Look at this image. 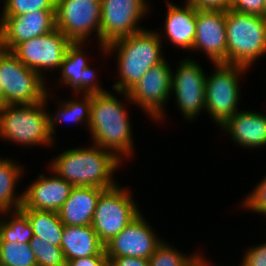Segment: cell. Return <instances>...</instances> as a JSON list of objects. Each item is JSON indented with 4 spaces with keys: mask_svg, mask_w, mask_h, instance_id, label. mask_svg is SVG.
Returning a JSON list of instances; mask_svg holds the SVG:
<instances>
[{
    "mask_svg": "<svg viewBox=\"0 0 266 266\" xmlns=\"http://www.w3.org/2000/svg\"><path fill=\"white\" fill-rule=\"evenodd\" d=\"M166 60L151 67L128 93L115 91L130 104L141 107L156 122L165 118V106L172 95V67Z\"/></svg>",
    "mask_w": 266,
    "mask_h": 266,
    "instance_id": "obj_9",
    "label": "cell"
},
{
    "mask_svg": "<svg viewBox=\"0 0 266 266\" xmlns=\"http://www.w3.org/2000/svg\"><path fill=\"white\" fill-rule=\"evenodd\" d=\"M67 266H108L106 255H94L69 260Z\"/></svg>",
    "mask_w": 266,
    "mask_h": 266,
    "instance_id": "obj_35",
    "label": "cell"
},
{
    "mask_svg": "<svg viewBox=\"0 0 266 266\" xmlns=\"http://www.w3.org/2000/svg\"><path fill=\"white\" fill-rule=\"evenodd\" d=\"M193 50L204 52L211 64H227L226 11L196 9Z\"/></svg>",
    "mask_w": 266,
    "mask_h": 266,
    "instance_id": "obj_16",
    "label": "cell"
},
{
    "mask_svg": "<svg viewBox=\"0 0 266 266\" xmlns=\"http://www.w3.org/2000/svg\"><path fill=\"white\" fill-rule=\"evenodd\" d=\"M240 203L242 208L244 206L245 209L247 208L246 210L249 209V211L266 216V176L257 183Z\"/></svg>",
    "mask_w": 266,
    "mask_h": 266,
    "instance_id": "obj_31",
    "label": "cell"
},
{
    "mask_svg": "<svg viewBox=\"0 0 266 266\" xmlns=\"http://www.w3.org/2000/svg\"><path fill=\"white\" fill-rule=\"evenodd\" d=\"M212 263L207 262V259L204 258L203 254L193 263L192 266H210Z\"/></svg>",
    "mask_w": 266,
    "mask_h": 266,
    "instance_id": "obj_37",
    "label": "cell"
},
{
    "mask_svg": "<svg viewBox=\"0 0 266 266\" xmlns=\"http://www.w3.org/2000/svg\"><path fill=\"white\" fill-rule=\"evenodd\" d=\"M50 172L54 175L47 177L40 173L36 181L23 190V204L20 209L59 212L74 186Z\"/></svg>",
    "mask_w": 266,
    "mask_h": 266,
    "instance_id": "obj_18",
    "label": "cell"
},
{
    "mask_svg": "<svg viewBox=\"0 0 266 266\" xmlns=\"http://www.w3.org/2000/svg\"><path fill=\"white\" fill-rule=\"evenodd\" d=\"M38 266H67V261L60 246H53L37 236L29 242Z\"/></svg>",
    "mask_w": 266,
    "mask_h": 266,
    "instance_id": "obj_29",
    "label": "cell"
},
{
    "mask_svg": "<svg viewBox=\"0 0 266 266\" xmlns=\"http://www.w3.org/2000/svg\"><path fill=\"white\" fill-rule=\"evenodd\" d=\"M55 17L56 28L71 42H87L96 34L99 50L104 51L100 45L101 0H56Z\"/></svg>",
    "mask_w": 266,
    "mask_h": 266,
    "instance_id": "obj_10",
    "label": "cell"
},
{
    "mask_svg": "<svg viewBox=\"0 0 266 266\" xmlns=\"http://www.w3.org/2000/svg\"><path fill=\"white\" fill-rule=\"evenodd\" d=\"M0 266H38L29 243L0 241Z\"/></svg>",
    "mask_w": 266,
    "mask_h": 266,
    "instance_id": "obj_27",
    "label": "cell"
},
{
    "mask_svg": "<svg viewBox=\"0 0 266 266\" xmlns=\"http://www.w3.org/2000/svg\"><path fill=\"white\" fill-rule=\"evenodd\" d=\"M104 191L100 187L74 186L58 212L62 223L66 226L91 225L98 200Z\"/></svg>",
    "mask_w": 266,
    "mask_h": 266,
    "instance_id": "obj_21",
    "label": "cell"
},
{
    "mask_svg": "<svg viewBox=\"0 0 266 266\" xmlns=\"http://www.w3.org/2000/svg\"><path fill=\"white\" fill-rule=\"evenodd\" d=\"M140 213L105 246L107 257H137L149 259L163 242ZM158 236V237H157Z\"/></svg>",
    "mask_w": 266,
    "mask_h": 266,
    "instance_id": "obj_14",
    "label": "cell"
},
{
    "mask_svg": "<svg viewBox=\"0 0 266 266\" xmlns=\"http://www.w3.org/2000/svg\"><path fill=\"white\" fill-rule=\"evenodd\" d=\"M81 94H76L80 99H71L68 101L62 100L58 103V111L57 113L49 114L48 121H49V132L52 140L55 142V130L58 123L61 122H72L77 124H85L84 126L88 127L90 122V114H91V93L89 94H82V97H79ZM80 100V101H79ZM62 101V102H61ZM57 124V125H56Z\"/></svg>",
    "mask_w": 266,
    "mask_h": 266,
    "instance_id": "obj_24",
    "label": "cell"
},
{
    "mask_svg": "<svg viewBox=\"0 0 266 266\" xmlns=\"http://www.w3.org/2000/svg\"><path fill=\"white\" fill-rule=\"evenodd\" d=\"M22 171V164H18L15 159L0 157V213L18 211L22 207L23 192L17 194L15 190L23 175Z\"/></svg>",
    "mask_w": 266,
    "mask_h": 266,
    "instance_id": "obj_23",
    "label": "cell"
},
{
    "mask_svg": "<svg viewBox=\"0 0 266 266\" xmlns=\"http://www.w3.org/2000/svg\"><path fill=\"white\" fill-rule=\"evenodd\" d=\"M179 65L172 70V90L184 119L193 121L205 112V80L206 75L198 61L189 57L183 58ZM199 114V115H198Z\"/></svg>",
    "mask_w": 266,
    "mask_h": 266,
    "instance_id": "obj_12",
    "label": "cell"
},
{
    "mask_svg": "<svg viewBox=\"0 0 266 266\" xmlns=\"http://www.w3.org/2000/svg\"><path fill=\"white\" fill-rule=\"evenodd\" d=\"M50 95L48 92L40 103L3 105L0 109V138L27 147H53L49 112L45 108Z\"/></svg>",
    "mask_w": 266,
    "mask_h": 266,
    "instance_id": "obj_4",
    "label": "cell"
},
{
    "mask_svg": "<svg viewBox=\"0 0 266 266\" xmlns=\"http://www.w3.org/2000/svg\"><path fill=\"white\" fill-rule=\"evenodd\" d=\"M108 266H149V260L137 257H107Z\"/></svg>",
    "mask_w": 266,
    "mask_h": 266,
    "instance_id": "obj_36",
    "label": "cell"
},
{
    "mask_svg": "<svg viewBox=\"0 0 266 266\" xmlns=\"http://www.w3.org/2000/svg\"><path fill=\"white\" fill-rule=\"evenodd\" d=\"M26 67L11 51L0 48V100L3 105L33 104L44 101L47 82Z\"/></svg>",
    "mask_w": 266,
    "mask_h": 266,
    "instance_id": "obj_6",
    "label": "cell"
},
{
    "mask_svg": "<svg viewBox=\"0 0 266 266\" xmlns=\"http://www.w3.org/2000/svg\"><path fill=\"white\" fill-rule=\"evenodd\" d=\"M147 0H101L100 45L140 32L141 19L149 13Z\"/></svg>",
    "mask_w": 266,
    "mask_h": 266,
    "instance_id": "obj_11",
    "label": "cell"
},
{
    "mask_svg": "<svg viewBox=\"0 0 266 266\" xmlns=\"http://www.w3.org/2000/svg\"><path fill=\"white\" fill-rule=\"evenodd\" d=\"M214 68V72L206 75L205 112L220 127L240 110L239 79L250 69L243 65L226 63L214 64Z\"/></svg>",
    "mask_w": 266,
    "mask_h": 266,
    "instance_id": "obj_7",
    "label": "cell"
},
{
    "mask_svg": "<svg viewBox=\"0 0 266 266\" xmlns=\"http://www.w3.org/2000/svg\"><path fill=\"white\" fill-rule=\"evenodd\" d=\"M162 43L156 30L144 29L106 45V56L116 53L119 81L113 84L114 91L128 93L151 67L164 61Z\"/></svg>",
    "mask_w": 266,
    "mask_h": 266,
    "instance_id": "obj_3",
    "label": "cell"
},
{
    "mask_svg": "<svg viewBox=\"0 0 266 266\" xmlns=\"http://www.w3.org/2000/svg\"><path fill=\"white\" fill-rule=\"evenodd\" d=\"M3 5L0 16H16L39 10H55L56 0H5Z\"/></svg>",
    "mask_w": 266,
    "mask_h": 266,
    "instance_id": "obj_30",
    "label": "cell"
},
{
    "mask_svg": "<svg viewBox=\"0 0 266 266\" xmlns=\"http://www.w3.org/2000/svg\"><path fill=\"white\" fill-rule=\"evenodd\" d=\"M60 247L66 261L94 255H106L105 246L99 240L92 225H64Z\"/></svg>",
    "mask_w": 266,
    "mask_h": 266,
    "instance_id": "obj_22",
    "label": "cell"
},
{
    "mask_svg": "<svg viewBox=\"0 0 266 266\" xmlns=\"http://www.w3.org/2000/svg\"><path fill=\"white\" fill-rule=\"evenodd\" d=\"M195 253L189 256L185 255L171 244L163 241L148 259L149 266H192L202 255L201 252Z\"/></svg>",
    "mask_w": 266,
    "mask_h": 266,
    "instance_id": "obj_28",
    "label": "cell"
},
{
    "mask_svg": "<svg viewBox=\"0 0 266 266\" xmlns=\"http://www.w3.org/2000/svg\"><path fill=\"white\" fill-rule=\"evenodd\" d=\"M28 219L34 236L50 243L53 246H60L64 224L59 214L53 211H41L35 209H19Z\"/></svg>",
    "mask_w": 266,
    "mask_h": 266,
    "instance_id": "obj_25",
    "label": "cell"
},
{
    "mask_svg": "<svg viewBox=\"0 0 266 266\" xmlns=\"http://www.w3.org/2000/svg\"><path fill=\"white\" fill-rule=\"evenodd\" d=\"M232 141L243 148L266 146V114L255 111L238 110L222 126Z\"/></svg>",
    "mask_w": 266,
    "mask_h": 266,
    "instance_id": "obj_20",
    "label": "cell"
},
{
    "mask_svg": "<svg viewBox=\"0 0 266 266\" xmlns=\"http://www.w3.org/2000/svg\"><path fill=\"white\" fill-rule=\"evenodd\" d=\"M230 9L244 14L265 17V0H231Z\"/></svg>",
    "mask_w": 266,
    "mask_h": 266,
    "instance_id": "obj_32",
    "label": "cell"
},
{
    "mask_svg": "<svg viewBox=\"0 0 266 266\" xmlns=\"http://www.w3.org/2000/svg\"><path fill=\"white\" fill-rule=\"evenodd\" d=\"M49 169L73 186L111 189L118 182L112 175L121 166L112 152L92 144L87 148L67 149L52 159Z\"/></svg>",
    "mask_w": 266,
    "mask_h": 266,
    "instance_id": "obj_2",
    "label": "cell"
},
{
    "mask_svg": "<svg viewBox=\"0 0 266 266\" xmlns=\"http://www.w3.org/2000/svg\"><path fill=\"white\" fill-rule=\"evenodd\" d=\"M185 2L193 5L196 9L221 10L230 9L231 0H186Z\"/></svg>",
    "mask_w": 266,
    "mask_h": 266,
    "instance_id": "obj_34",
    "label": "cell"
},
{
    "mask_svg": "<svg viewBox=\"0 0 266 266\" xmlns=\"http://www.w3.org/2000/svg\"><path fill=\"white\" fill-rule=\"evenodd\" d=\"M91 99L88 129L92 144L112 152L120 161L124 157L130 159L135 153L130 114L125 104L103 88L91 93Z\"/></svg>",
    "mask_w": 266,
    "mask_h": 266,
    "instance_id": "obj_1",
    "label": "cell"
},
{
    "mask_svg": "<svg viewBox=\"0 0 266 266\" xmlns=\"http://www.w3.org/2000/svg\"><path fill=\"white\" fill-rule=\"evenodd\" d=\"M136 203L119 183L100 195L91 225L104 245L141 213Z\"/></svg>",
    "mask_w": 266,
    "mask_h": 266,
    "instance_id": "obj_8",
    "label": "cell"
},
{
    "mask_svg": "<svg viewBox=\"0 0 266 266\" xmlns=\"http://www.w3.org/2000/svg\"><path fill=\"white\" fill-rule=\"evenodd\" d=\"M1 215L4 217L0 219V241L30 242L34 236V231L27 217L20 210L1 212Z\"/></svg>",
    "mask_w": 266,
    "mask_h": 266,
    "instance_id": "obj_26",
    "label": "cell"
},
{
    "mask_svg": "<svg viewBox=\"0 0 266 266\" xmlns=\"http://www.w3.org/2000/svg\"><path fill=\"white\" fill-rule=\"evenodd\" d=\"M71 41L57 28L46 35L19 43L11 52L42 78L48 70H59ZM56 68V69H55ZM44 76V77H43Z\"/></svg>",
    "mask_w": 266,
    "mask_h": 266,
    "instance_id": "obj_13",
    "label": "cell"
},
{
    "mask_svg": "<svg viewBox=\"0 0 266 266\" xmlns=\"http://www.w3.org/2000/svg\"><path fill=\"white\" fill-rule=\"evenodd\" d=\"M227 64H252L266 55V18L226 11Z\"/></svg>",
    "mask_w": 266,
    "mask_h": 266,
    "instance_id": "obj_5",
    "label": "cell"
},
{
    "mask_svg": "<svg viewBox=\"0 0 266 266\" xmlns=\"http://www.w3.org/2000/svg\"><path fill=\"white\" fill-rule=\"evenodd\" d=\"M167 14L164 23L163 37L158 33L160 40L166 39L178 49L189 50L193 48L196 32V8L187 2L184 6L166 1ZM166 37H165V36Z\"/></svg>",
    "mask_w": 266,
    "mask_h": 266,
    "instance_id": "obj_19",
    "label": "cell"
},
{
    "mask_svg": "<svg viewBox=\"0 0 266 266\" xmlns=\"http://www.w3.org/2000/svg\"><path fill=\"white\" fill-rule=\"evenodd\" d=\"M0 18V48L8 51H12L19 43L56 29L55 10H39Z\"/></svg>",
    "mask_w": 266,
    "mask_h": 266,
    "instance_id": "obj_15",
    "label": "cell"
},
{
    "mask_svg": "<svg viewBox=\"0 0 266 266\" xmlns=\"http://www.w3.org/2000/svg\"><path fill=\"white\" fill-rule=\"evenodd\" d=\"M2 106H3V104H2V102H1V100H0V109H1Z\"/></svg>",
    "mask_w": 266,
    "mask_h": 266,
    "instance_id": "obj_38",
    "label": "cell"
},
{
    "mask_svg": "<svg viewBox=\"0 0 266 266\" xmlns=\"http://www.w3.org/2000/svg\"><path fill=\"white\" fill-rule=\"evenodd\" d=\"M252 247L245 251L239 266H266V242Z\"/></svg>",
    "mask_w": 266,
    "mask_h": 266,
    "instance_id": "obj_33",
    "label": "cell"
},
{
    "mask_svg": "<svg viewBox=\"0 0 266 266\" xmlns=\"http://www.w3.org/2000/svg\"><path fill=\"white\" fill-rule=\"evenodd\" d=\"M83 46H87L86 42H71L58 70L61 75L58 79L59 83L72 87L74 94H89L102 89L100 82H97L96 71L86 60L87 54L82 50Z\"/></svg>",
    "mask_w": 266,
    "mask_h": 266,
    "instance_id": "obj_17",
    "label": "cell"
}]
</instances>
